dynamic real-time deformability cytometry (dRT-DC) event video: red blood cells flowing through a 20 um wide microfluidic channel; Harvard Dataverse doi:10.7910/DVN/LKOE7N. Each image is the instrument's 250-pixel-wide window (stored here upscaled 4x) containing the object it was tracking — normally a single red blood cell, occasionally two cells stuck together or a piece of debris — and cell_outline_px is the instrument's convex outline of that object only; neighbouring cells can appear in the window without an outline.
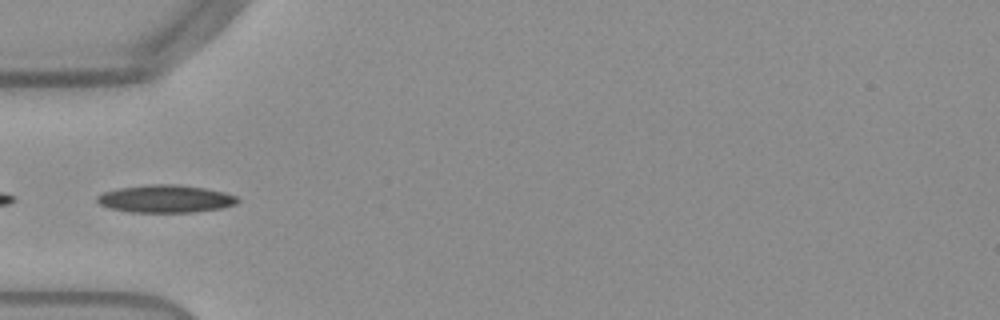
{"species": "Egyptian fruit bat (a non-hibernating species)", "species_latin": "Rousettus aegyptiacus", "temperature_condition": "warm", "stored_images_in_passage": 36, "camera_frame_rate_fps": 3000, "um_per_image_px": 0.085, "frame": {"image": 1, "passage_image": 1, "time_ms": 0.0, "image_size_px": [1000, 320], "cell_outline_px": [[240, 200], [236, 204], [220, 208], [192, 212], [132, 212], [112, 208], [100, 204], [96, 200], [96, 196], [104, 192], [120, 188], [148, 184], [180, 184], [204, 188], [224, 192], [236, 196]], "centroid_in_image_um": [14.09, 16.89], "position_along_channel_um": 70.9, "area_um2": 22.48}}
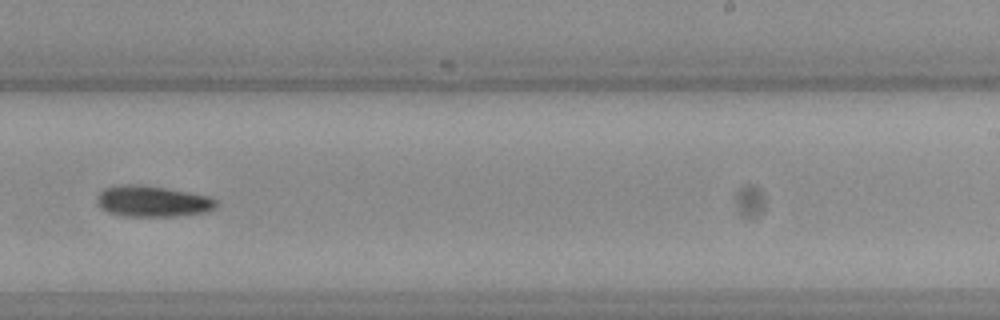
{"frame": {"image": 2, "passage_image": 17, "time_ms": 5.333, "image_size_px": [1000, 320], "cell_outline_px": [[220, 204], [216, 208], [204, 212], [176, 216], [124, 216], [108, 212], [96, 200], [96, 196], [104, 188], [124, 184], [144, 184], [168, 188], [208, 196], [220, 200]], "centroid_in_image_um": [13.02, 17.1], "position_along_channel_um": 276.0, "area_um2": 21.73}}
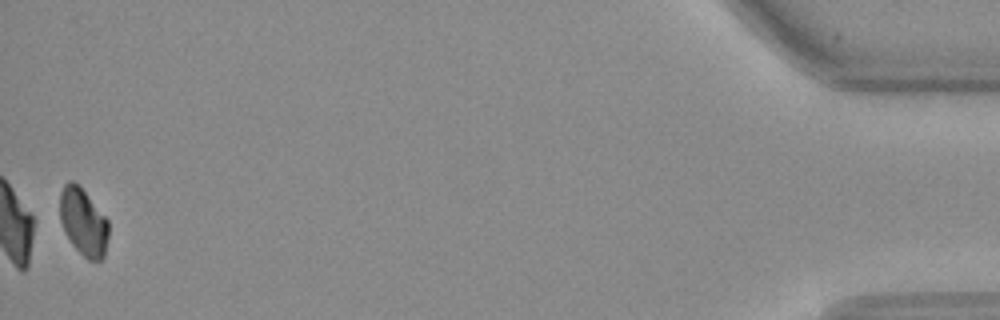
{"frame": {"image": 3, "passage_image": 36, "time_ms": 11.667, "image_size_px": [1000, 320], "cell_outline_px": [[108, 236], [104, 256], [100, 260], [88, 260], [72, 244], [64, 232], [60, 220], [60, 192], [64, 184], [68, 180], [72, 180], [84, 192], [108, 220]], "centroid_in_image_um": [7.06, 18.88], "position_along_channel_um": 428.1, "area_um2": 18.79}, "authors_computed_cell_mechanics": {"area_um2": 21.2704, "velocity_mm_per_s": 3.8424, "shape_relaxation_time_tau1_ms": 3.5704, "shape_relaxation_time_tau2_ms": null, "deformation_change_tau1": 0.0877, "deformation_change_tau2": null}}